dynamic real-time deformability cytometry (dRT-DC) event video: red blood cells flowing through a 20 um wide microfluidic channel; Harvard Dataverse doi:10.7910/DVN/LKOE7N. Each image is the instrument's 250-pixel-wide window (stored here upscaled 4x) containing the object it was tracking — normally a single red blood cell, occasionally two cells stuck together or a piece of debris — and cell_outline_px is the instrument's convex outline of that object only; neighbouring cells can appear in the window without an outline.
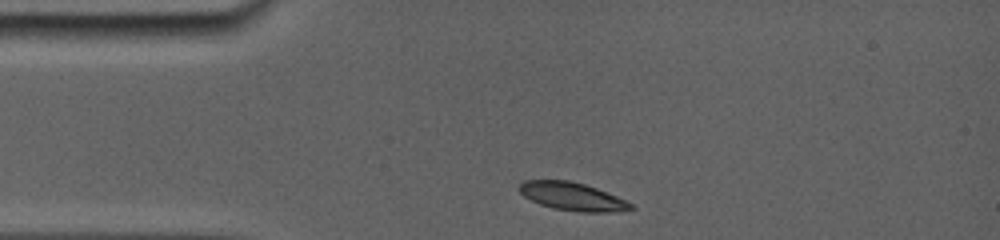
{"species": "common noctule bat (a hibernating species)", "species_latin": "Nyctalus noctula", "temperature_condition": "room temperature", "stored_images_in_passage": 21, "camera_frame_rate_fps": 5000, "um_per_image_px": 0.085, "animal": {"sex": "female", "body_mass_g": 19.0, "forearm_length_mm": 56.7}, "frame": {"image": 1, "passage_image": 1, "time_ms": 0.0, "image_size_px": [1000, 240], "cell_outline_px": [[636, 208], [616, 212], [576, 212], [552, 208], [540, 204], [524, 196], [516, 188], [524, 180], [568, 180], [584, 184], [596, 188], [616, 196], [632, 204]], "centroid_in_image_um": [48.63, 16.7], "position_along_channel_um": 36.4, "area_um2": 18.26}}
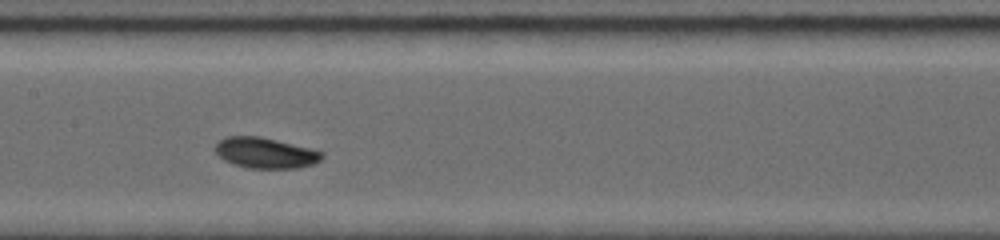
{"frame": {"image": 2, "passage_image": 12, "time_ms": 4.6, "image_size_px": [1000, 240], "cell_outline_px": [[324, 156], [320, 160], [312, 164], [296, 168], [248, 168], [232, 164], [224, 160], [216, 152], [216, 144], [220, 140], [228, 136], [256, 136], [324, 152]], "centroid_in_image_um": [22.53, 13.01], "position_along_channel_um": 184.9, "area_um2": 18.61}}
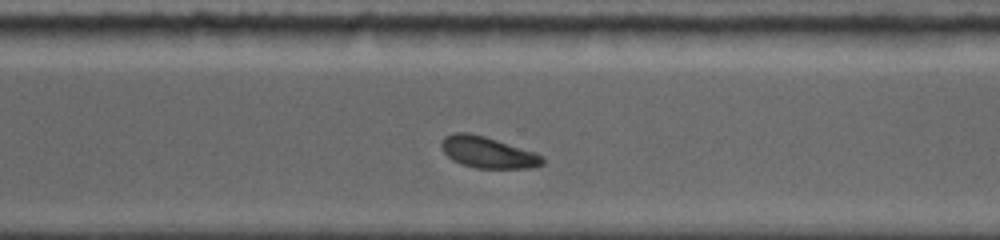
{"frame": {"image": 3, "passage_image": 21, "time_ms": 8.4, "image_size_px": [1000, 240], "cell_outline_px": [[544, 164], [532, 168], [476, 168], [460, 164], [452, 160], [440, 148], [440, 144], [444, 136], [456, 132], [468, 132], [484, 136], [544, 156]], "centroid_in_image_um": [41.42, 12.96], "position_along_channel_um": 329.2, "area_um2": 18.38}}